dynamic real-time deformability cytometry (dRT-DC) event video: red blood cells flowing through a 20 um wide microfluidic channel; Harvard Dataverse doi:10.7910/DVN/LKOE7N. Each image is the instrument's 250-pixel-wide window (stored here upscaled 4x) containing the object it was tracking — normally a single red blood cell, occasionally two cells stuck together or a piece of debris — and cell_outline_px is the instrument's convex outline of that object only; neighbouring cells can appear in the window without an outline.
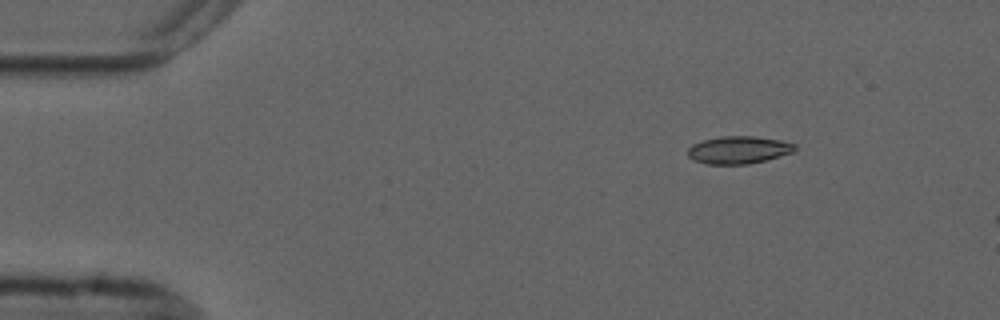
{"species": "common noctule bat (a hibernating species)", "species_latin": "Nyctalus noctula", "temperature_condition": "cold", "stored_images_in_passage": 9, "camera_frame_rate_fps": 3000, "um_per_image_px": 0.085, "animal": {"sex": "male", "forearm_length_mm": 52.5}, "frame": {"image": 1, "passage_image": 2, "time_ms": 2.0, "image_size_px": [1000, 320], "cell_outline_px": [[796, 148], [792, 152], [780, 156], [748, 164], [708, 164], [692, 160], [688, 156], [688, 148], [692, 144], [704, 140], [720, 136], [752, 136], [780, 140], [796, 144]], "centroid_in_image_um": [62.75, 12.74], "position_along_channel_um": 22.2, "area_um2": 17.11}}
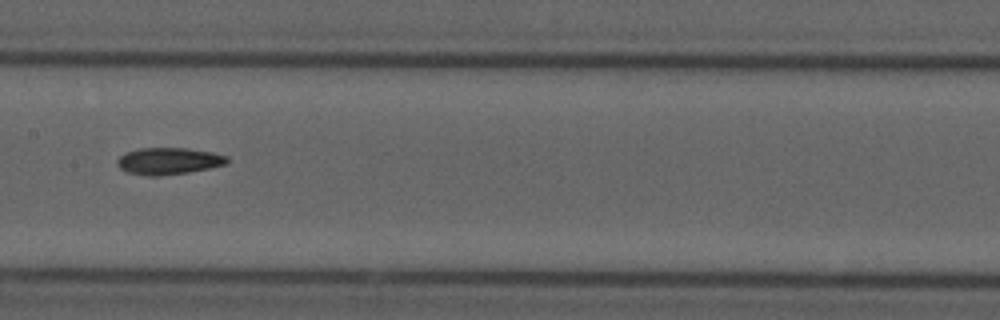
{"frame": {"image": 2, "passage_image": 7, "time_ms": 8.667, "image_size_px": [1000, 320], "cell_outline_px": [[228, 164], [188, 172], [160, 176], [148, 176], [128, 172], [120, 168], [116, 164], [116, 160], [124, 152], [140, 148], [188, 148], [212, 152], [228, 156]], "centroid_in_image_um": [14.32, 13.68], "position_along_channel_um": 193.1, "area_um2": 17.28}}
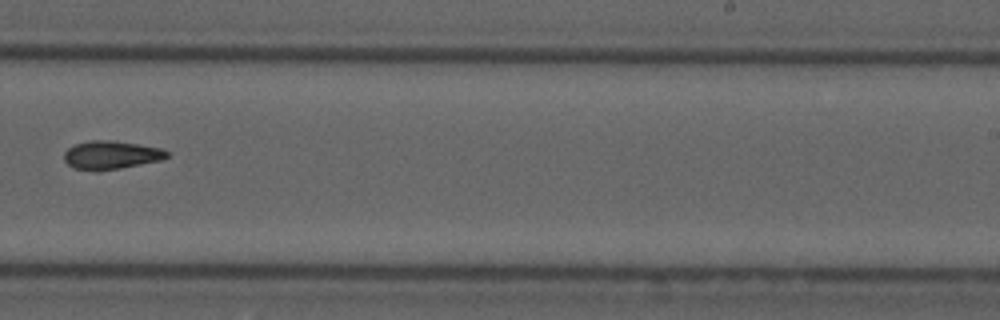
{"frame": {"image": 3, "passage_image": 9, "time_ms": 11.0, "image_size_px": [1000, 320], "cell_outline_px": [[168, 156], [160, 160], [120, 168], [96, 172], [72, 168], [64, 160], [64, 152], [68, 148], [76, 144], [92, 140], [112, 140], [160, 148], [168, 152]], "centroid_in_image_um": [9.39, 13.19], "position_along_channel_um": 279.6, "area_um2": 16.94}}